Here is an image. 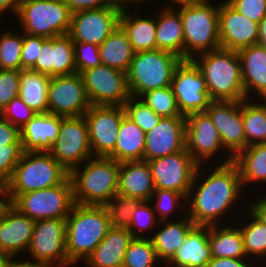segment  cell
<instances>
[{
    "mask_svg": "<svg viewBox=\"0 0 266 267\" xmlns=\"http://www.w3.org/2000/svg\"><path fill=\"white\" fill-rule=\"evenodd\" d=\"M200 168L203 167L198 166L186 198L189 205L186 206L188 208L186 215L193 220L195 225H219L220 218H224L229 210V213H231L232 205L242 197L243 187L239 170L233 162L220 163L218 166L215 165V169L204 176L205 178H200V176H203L199 175L202 170Z\"/></svg>",
    "mask_w": 266,
    "mask_h": 267,
    "instance_id": "cell-1",
    "label": "cell"
},
{
    "mask_svg": "<svg viewBox=\"0 0 266 267\" xmlns=\"http://www.w3.org/2000/svg\"><path fill=\"white\" fill-rule=\"evenodd\" d=\"M111 228L105 206L74 204L66 217V254L74 265L92 253Z\"/></svg>",
    "mask_w": 266,
    "mask_h": 267,
    "instance_id": "cell-2",
    "label": "cell"
},
{
    "mask_svg": "<svg viewBox=\"0 0 266 267\" xmlns=\"http://www.w3.org/2000/svg\"><path fill=\"white\" fill-rule=\"evenodd\" d=\"M192 60L204 76L212 101L246 100L238 51L220 48Z\"/></svg>",
    "mask_w": 266,
    "mask_h": 267,
    "instance_id": "cell-3",
    "label": "cell"
},
{
    "mask_svg": "<svg viewBox=\"0 0 266 267\" xmlns=\"http://www.w3.org/2000/svg\"><path fill=\"white\" fill-rule=\"evenodd\" d=\"M70 172L74 203L105 206L118 193L120 163L110 157H91Z\"/></svg>",
    "mask_w": 266,
    "mask_h": 267,
    "instance_id": "cell-4",
    "label": "cell"
},
{
    "mask_svg": "<svg viewBox=\"0 0 266 267\" xmlns=\"http://www.w3.org/2000/svg\"><path fill=\"white\" fill-rule=\"evenodd\" d=\"M178 11L184 29V60L221 48L219 37V5L201 0Z\"/></svg>",
    "mask_w": 266,
    "mask_h": 267,
    "instance_id": "cell-5",
    "label": "cell"
},
{
    "mask_svg": "<svg viewBox=\"0 0 266 267\" xmlns=\"http://www.w3.org/2000/svg\"><path fill=\"white\" fill-rule=\"evenodd\" d=\"M69 176L49 152H23L7 183L10 201L22 193L62 184Z\"/></svg>",
    "mask_w": 266,
    "mask_h": 267,
    "instance_id": "cell-6",
    "label": "cell"
},
{
    "mask_svg": "<svg viewBox=\"0 0 266 267\" xmlns=\"http://www.w3.org/2000/svg\"><path fill=\"white\" fill-rule=\"evenodd\" d=\"M181 60L158 49L135 52L127 72L131 96L139 98L147 91L171 86L174 70Z\"/></svg>",
    "mask_w": 266,
    "mask_h": 267,
    "instance_id": "cell-7",
    "label": "cell"
},
{
    "mask_svg": "<svg viewBox=\"0 0 266 267\" xmlns=\"http://www.w3.org/2000/svg\"><path fill=\"white\" fill-rule=\"evenodd\" d=\"M71 16L64 0H22L15 17L25 34L53 38L69 33Z\"/></svg>",
    "mask_w": 266,
    "mask_h": 267,
    "instance_id": "cell-8",
    "label": "cell"
},
{
    "mask_svg": "<svg viewBox=\"0 0 266 267\" xmlns=\"http://www.w3.org/2000/svg\"><path fill=\"white\" fill-rule=\"evenodd\" d=\"M11 204L34 221L66 219L75 204L72 180L69 176L62 184L22 193Z\"/></svg>",
    "mask_w": 266,
    "mask_h": 267,
    "instance_id": "cell-9",
    "label": "cell"
},
{
    "mask_svg": "<svg viewBox=\"0 0 266 267\" xmlns=\"http://www.w3.org/2000/svg\"><path fill=\"white\" fill-rule=\"evenodd\" d=\"M49 153L68 172L93 157L84 116L61 117L58 137Z\"/></svg>",
    "mask_w": 266,
    "mask_h": 267,
    "instance_id": "cell-10",
    "label": "cell"
},
{
    "mask_svg": "<svg viewBox=\"0 0 266 267\" xmlns=\"http://www.w3.org/2000/svg\"><path fill=\"white\" fill-rule=\"evenodd\" d=\"M65 244L66 219L37 220L27 250L32 258L28 259L46 267H71Z\"/></svg>",
    "mask_w": 266,
    "mask_h": 267,
    "instance_id": "cell-11",
    "label": "cell"
},
{
    "mask_svg": "<svg viewBox=\"0 0 266 267\" xmlns=\"http://www.w3.org/2000/svg\"><path fill=\"white\" fill-rule=\"evenodd\" d=\"M81 75L91 105L123 106L131 97L124 71L101 64Z\"/></svg>",
    "mask_w": 266,
    "mask_h": 267,
    "instance_id": "cell-12",
    "label": "cell"
},
{
    "mask_svg": "<svg viewBox=\"0 0 266 267\" xmlns=\"http://www.w3.org/2000/svg\"><path fill=\"white\" fill-rule=\"evenodd\" d=\"M171 88L180 113L184 116L206 111L213 102L204 76L192 59L181 60L177 65L173 73Z\"/></svg>",
    "mask_w": 266,
    "mask_h": 267,
    "instance_id": "cell-13",
    "label": "cell"
},
{
    "mask_svg": "<svg viewBox=\"0 0 266 267\" xmlns=\"http://www.w3.org/2000/svg\"><path fill=\"white\" fill-rule=\"evenodd\" d=\"M147 162L156 189L179 192L187 198L199 165L186 148Z\"/></svg>",
    "mask_w": 266,
    "mask_h": 267,
    "instance_id": "cell-14",
    "label": "cell"
},
{
    "mask_svg": "<svg viewBox=\"0 0 266 267\" xmlns=\"http://www.w3.org/2000/svg\"><path fill=\"white\" fill-rule=\"evenodd\" d=\"M84 81L80 73L54 76L48 88V112L61 117L84 116L90 108Z\"/></svg>",
    "mask_w": 266,
    "mask_h": 267,
    "instance_id": "cell-15",
    "label": "cell"
},
{
    "mask_svg": "<svg viewBox=\"0 0 266 267\" xmlns=\"http://www.w3.org/2000/svg\"><path fill=\"white\" fill-rule=\"evenodd\" d=\"M123 106L91 105L84 117L88 124L93 157H109L115 149Z\"/></svg>",
    "mask_w": 266,
    "mask_h": 267,
    "instance_id": "cell-16",
    "label": "cell"
},
{
    "mask_svg": "<svg viewBox=\"0 0 266 267\" xmlns=\"http://www.w3.org/2000/svg\"><path fill=\"white\" fill-rule=\"evenodd\" d=\"M122 6L82 10L72 14L68 35L72 41L100 46L120 25Z\"/></svg>",
    "mask_w": 266,
    "mask_h": 267,
    "instance_id": "cell-17",
    "label": "cell"
},
{
    "mask_svg": "<svg viewBox=\"0 0 266 267\" xmlns=\"http://www.w3.org/2000/svg\"><path fill=\"white\" fill-rule=\"evenodd\" d=\"M217 130L228 157L222 164L233 162V158L247 147L242 119V101H213L206 109Z\"/></svg>",
    "mask_w": 266,
    "mask_h": 267,
    "instance_id": "cell-18",
    "label": "cell"
},
{
    "mask_svg": "<svg viewBox=\"0 0 266 267\" xmlns=\"http://www.w3.org/2000/svg\"><path fill=\"white\" fill-rule=\"evenodd\" d=\"M185 139L186 149L198 165L224 149L219 131L206 111L186 116Z\"/></svg>",
    "mask_w": 266,
    "mask_h": 267,
    "instance_id": "cell-19",
    "label": "cell"
},
{
    "mask_svg": "<svg viewBox=\"0 0 266 267\" xmlns=\"http://www.w3.org/2000/svg\"><path fill=\"white\" fill-rule=\"evenodd\" d=\"M186 116L161 117L153 130L145 133L144 161L154 160L186 148Z\"/></svg>",
    "mask_w": 266,
    "mask_h": 267,
    "instance_id": "cell-20",
    "label": "cell"
},
{
    "mask_svg": "<svg viewBox=\"0 0 266 267\" xmlns=\"http://www.w3.org/2000/svg\"><path fill=\"white\" fill-rule=\"evenodd\" d=\"M219 37L222 49L239 51L257 44L258 23L236 11L227 1L219 4Z\"/></svg>",
    "mask_w": 266,
    "mask_h": 267,
    "instance_id": "cell-21",
    "label": "cell"
},
{
    "mask_svg": "<svg viewBox=\"0 0 266 267\" xmlns=\"http://www.w3.org/2000/svg\"><path fill=\"white\" fill-rule=\"evenodd\" d=\"M31 70L50 77L77 73L71 37L68 34L53 38L43 37L36 64Z\"/></svg>",
    "mask_w": 266,
    "mask_h": 267,
    "instance_id": "cell-22",
    "label": "cell"
},
{
    "mask_svg": "<svg viewBox=\"0 0 266 267\" xmlns=\"http://www.w3.org/2000/svg\"><path fill=\"white\" fill-rule=\"evenodd\" d=\"M34 226V220L11 204L0 217V255L16 257L23 250L27 252Z\"/></svg>",
    "mask_w": 266,
    "mask_h": 267,
    "instance_id": "cell-23",
    "label": "cell"
},
{
    "mask_svg": "<svg viewBox=\"0 0 266 267\" xmlns=\"http://www.w3.org/2000/svg\"><path fill=\"white\" fill-rule=\"evenodd\" d=\"M61 116L43 113L35 115L20 129L23 152H49L58 137Z\"/></svg>",
    "mask_w": 266,
    "mask_h": 267,
    "instance_id": "cell-24",
    "label": "cell"
},
{
    "mask_svg": "<svg viewBox=\"0 0 266 267\" xmlns=\"http://www.w3.org/2000/svg\"><path fill=\"white\" fill-rule=\"evenodd\" d=\"M132 240L127 228L111 227L84 262L90 267H123L124 255Z\"/></svg>",
    "mask_w": 266,
    "mask_h": 267,
    "instance_id": "cell-25",
    "label": "cell"
},
{
    "mask_svg": "<svg viewBox=\"0 0 266 267\" xmlns=\"http://www.w3.org/2000/svg\"><path fill=\"white\" fill-rule=\"evenodd\" d=\"M246 99L254 91L261 100L266 99V48L253 44L238 51ZM252 90V91H251Z\"/></svg>",
    "mask_w": 266,
    "mask_h": 267,
    "instance_id": "cell-26",
    "label": "cell"
},
{
    "mask_svg": "<svg viewBox=\"0 0 266 267\" xmlns=\"http://www.w3.org/2000/svg\"><path fill=\"white\" fill-rule=\"evenodd\" d=\"M156 190L150 165L147 161L120 163L118 193L149 201Z\"/></svg>",
    "mask_w": 266,
    "mask_h": 267,
    "instance_id": "cell-27",
    "label": "cell"
},
{
    "mask_svg": "<svg viewBox=\"0 0 266 267\" xmlns=\"http://www.w3.org/2000/svg\"><path fill=\"white\" fill-rule=\"evenodd\" d=\"M159 230L149 238L155 248L158 261L168 266L175 256V252L182 246L189 231L195 226L193 220L187 215L179 221H160Z\"/></svg>",
    "mask_w": 266,
    "mask_h": 267,
    "instance_id": "cell-28",
    "label": "cell"
},
{
    "mask_svg": "<svg viewBox=\"0 0 266 267\" xmlns=\"http://www.w3.org/2000/svg\"><path fill=\"white\" fill-rule=\"evenodd\" d=\"M212 259L208 242V226L195 225L187 234L182 246L175 252L168 266L206 267Z\"/></svg>",
    "mask_w": 266,
    "mask_h": 267,
    "instance_id": "cell-29",
    "label": "cell"
},
{
    "mask_svg": "<svg viewBox=\"0 0 266 267\" xmlns=\"http://www.w3.org/2000/svg\"><path fill=\"white\" fill-rule=\"evenodd\" d=\"M156 16L157 49L184 60V29L181 15L175 8L163 7Z\"/></svg>",
    "mask_w": 266,
    "mask_h": 267,
    "instance_id": "cell-30",
    "label": "cell"
},
{
    "mask_svg": "<svg viewBox=\"0 0 266 267\" xmlns=\"http://www.w3.org/2000/svg\"><path fill=\"white\" fill-rule=\"evenodd\" d=\"M128 7H122L120 26L126 32L134 52L157 49L156 44V18L151 15L142 17L138 10L128 13ZM140 16V17H139ZM155 18V19H154Z\"/></svg>",
    "mask_w": 266,
    "mask_h": 267,
    "instance_id": "cell-31",
    "label": "cell"
},
{
    "mask_svg": "<svg viewBox=\"0 0 266 267\" xmlns=\"http://www.w3.org/2000/svg\"><path fill=\"white\" fill-rule=\"evenodd\" d=\"M145 133L126 115L119 126L114 152L109 156L121 162L141 161L144 158Z\"/></svg>",
    "mask_w": 266,
    "mask_h": 267,
    "instance_id": "cell-32",
    "label": "cell"
},
{
    "mask_svg": "<svg viewBox=\"0 0 266 267\" xmlns=\"http://www.w3.org/2000/svg\"><path fill=\"white\" fill-rule=\"evenodd\" d=\"M221 226V228H220ZM208 242L211 256L215 258H247L240 227L230 225L208 226Z\"/></svg>",
    "mask_w": 266,
    "mask_h": 267,
    "instance_id": "cell-33",
    "label": "cell"
},
{
    "mask_svg": "<svg viewBox=\"0 0 266 267\" xmlns=\"http://www.w3.org/2000/svg\"><path fill=\"white\" fill-rule=\"evenodd\" d=\"M50 76L33 70H21L18 97L35 113H48Z\"/></svg>",
    "mask_w": 266,
    "mask_h": 267,
    "instance_id": "cell-34",
    "label": "cell"
},
{
    "mask_svg": "<svg viewBox=\"0 0 266 267\" xmlns=\"http://www.w3.org/2000/svg\"><path fill=\"white\" fill-rule=\"evenodd\" d=\"M134 53L128 36L120 25L99 46L101 63L126 73Z\"/></svg>",
    "mask_w": 266,
    "mask_h": 267,
    "instance_id": "cell-35",
    "label": "cell"
},
{
    "mask_svg": "<svg viewBox=\"0 0 266 267\" xmlns=\"http://www.w3.org/2000/svg\"><path fill=\"white\" fill-rule=\"evenodd\" d=\"M233 163L238 167L243 188L251 182H266V143L246 147L233 158Z\"/></svg>",
    "mask_w": 266,
    "mask_h": 267,
    "instance_id": "cell-36",
    "label": "cell"
},
{
    "mask_svg": "<svg viewBox=\"0 0 266 267\" xmlns=\"http://www.w3.org/2000/svg\"><path fill=\"white\" fill-rule=\"evenodd\" d=\"M251 101V99L242 101V119L247 147L266 143V100L259 101V104Z\"/></svg>",
    "mask_w": 266,
    "mask_h": 267,
    "instance_id": "cell-37",
    "label": "cell"
},
{
    "mask_svg": "<svg viewBox=\"0 0 266 267\" xmlns=\"http://www.w3.org/2000/svg\"><path fill=\"white\" fill-rule=\"evenodd\" d=\"M248 218L250 216L249 222L246 225H241L240 230L243 238L244 249L247 255V258L253 259L251 262L260 258L263 260V257H266V227L259 219H257L249 210ZM251 214V215H250ZM255 256H257L254 260Z\"/></svg>",
    "mask_w": 266,
    "mask_h": 267,
    "instance_id": "cell-38",
    "label": "cell"
},
{
    "mask_svg": "<svg viewBox=\"0 0 266 267\" xmlns=\"http://www.w3.org/2000/svg\"><path fill=\"white\" fill-rule=\"evenodd\" d=\"M7 30L0 34V69L21 71L23 32Z\"/></svg>",
    "mask_w": 266,
    "mask_h": 267,
    "instance_id": "cell-39",
    "label": "cell"
},
{
    "mask_svg": "<svg viewBox=\"0 0 266 267\" xmlns=\"http://www.w3.org/2000/svg\"><path fill=\"white\" fill-rule=\"evenodd\" d=\"M139 99L161 117L184 116L180 113L171 86L147 91Z\"/></svg>",
    "mask_w": 266,
    "mask_h": 267,
    "instance_id": "cell-40",
    "label": "cell"
},
{
    "mask_svg": "<svg viewBox=\"0 0 266 267\" xmlns=\"http://www.w3.org/2000/svg\"><path fill=\"white\" fill-rule=\"evenodd\" d=\"M150 238H133L125 255L123 267H155L158 264Z\"/></svg>",
    "mask_w": 266,
    "mask_h": 267,
    "instance_id": "cell-41",
    "label": "cell"
},
{
    "mask_svg": "<svg viewBox=\"0 0 266 267\" xmlns=\"http://www.w3.org/2000/svg\"><path fill=\"white\" fill-rule=\"evenodd\" d=\"M140 202V199L120 193L113 196L105 205L109 214L111 227L128 228L131 214Z\"/></svg>",
    "mask_w": 266,
    "mask_h": 267,
    "instance_id": "cell-42",
    "label": "cell"
},
{
    "mask_svg": "<svg viewBox=\"0 0 266 267\" xmlns=\"http://www.w3.org/2000/svg\"><path fill=\"white\" fill-rule=\"evenodd\" d=\"M125 115L131 119L144 133L153 130L161 116L156 114L137 97H130L123 105Z\"/></svg>",
    "mask_w": 266,
    "mask_h": 267,
    "instance_id": "cell-43",
    "label": "cell"
},
{
    "mask_svg": "<svg viewBox=\"0 0 266 267\" xmlns=\"http://www.w3.org/2000/svg\"><path fill=\"white\" fill-rule=\"evenodd\" d=\"M185 201L186 197L181 193L162 189H156L152 197L149 199L150 203L154 202L153 204L155 206L153 207V210L155 213L157 212L156 216L158 215L157 218L159 221H167V219L169 221L171 218L170 215H172V213L174 214L176 209L186 207L184 206V203L181 205L182 202Z\"/></svg>",
    "mask_w": 266,
    "mask_h": 267,
    "instance_id": "cell-44",
    "label": "cell"
},
{
    "mask_svg": "<svg viewBox=\"0 0 266 267\" xmlns=\"http://www.w3.org/2000/svg\"><path fill=\"white\" fill-rule=\"evenodd\" d=\"M153 204L149 201H141L137 207L133 210L131 214V219L129 223L128 231L132 234L133 238H148V236L143 235L145 230L153 228V226L159 225L160 222L153 210ZM138 233H137V230ZM139 232L143 234H139Z\"/></svg>",
    "mask_w": 266,
    "mask_h": 267,
    "instance_id": "cell-45",
    "label": "cell"
},
{
    "mask_svg": "<svg viewBox=\"0 0 266 267\" xmlns=\"http://www.w3.org/2000/svg\"><path fill=\"white\" fill-rule=\"evenodd\" d=\"M76 72L83 71L101 65L99 46L91 43L73 41Z\"/></svg>",
    "mask_w": 266,
    "mask_h": 267,
    "instance_id": "cell-46",
    "label": "cell"
},
{
    "mask_svg": "<svg viewBox=\"0 0 266 267\" xmlns=\"http://www.w3.org/2000/svg\"><path fill=\"white\" fill-rule=\"evenodd\" d=\"M23 154L22 144L0 146V183L7 184Z\"/></svg>",
    "mask_w": 266,
    "mask_h": 267,
    "instance_id": "cell-47",
    "label": "cell"
},
{
    "mask_svg": "<svg viewBox=\"0 0 266 267\" xmlns=\"http://www.w3.org/2000/svg\"><path fill=\"white\" fill-rule=\"evenodd\" d=\"M0 115L10 124L21 129L27 124L37 113L29 108L19 97L9 102L0 112Z\"/></svg>",
    "mask_w": 266,
    "mask_h": 267,
    "instance_id": "cell-48",
    "label": "cell"
},
{
    "mask_svg": "<svg viewBox=\"0 0 266 267\" xmlns=\"http://www.w3.org/2000/svg\"><path fill=\"white\" fill-rule=\"evenodd\" d=\"M20 72L19 70L0 69V112L9 102L18 97Z\"/></svg>",
    "mask_w": 266,
    "mask_h": 267,
    "instance_id": "cell-49",
    "label": "cell"
},
{
    "mask_svg": "<svg viewBox=\"0 0 266 267\" xmlns=\"http://www.w3.org/2000/svg\"><path fill=\"white\" fill-rule=\"evenodd\" d=\"M42 44V36H32L23 33L21 70H31L35 66Z\"/></svg>",
    "mask_w": 266,
    "mask_h": 267,
    "instance_id": "cell-50",
    "label": "cell"
},
{
    "mask_svg": "<svg viewBox=\"0 0 266 267\" xmlns=\"http://www.w3.org/2000/svg\"><path fill=\"white\" fill-rule=\"evenodd\" d=\"M236 11L259 23L266 16V0H226Z\"/></svg>",
    "mask_w": 266,
    "mask_h": 267,
    "instance_id": "cell-51",
    "label": "cell"
},
{
    "mask_svg": "<svg viewBox=\"0 0 266 267\" xmlns=\"http://www.w3.org/2000/svg\"><path fill=\"white\" fill-rule=\"evenodd\" d=\"M68 5L71 13L82 10L100 9L108 6H120L113 0H64Z\"/></svg>",
    "mask_w": 266,
    "mask_h": 267,
    "instance_id": "cell-52",
    "label": "cell"
},
{
    "mask_svg": "<svg viewBox=\"0 0 266 267\" xmlns=\"http://www.w3.org/2000/svg\"><path fill=\"white\" fill-rule=\"evenodd\" d=\"M7 144H21L20 129L0 115V146Z\"/></svg>",
    "mask_w": 266,
    "mask_h": 267,
    "instance_id": "cell-53",
    "label": "cell"
},
{
    "mask_svg": "<svg viewBox=\"0 0 266 267\" xmlns=\"http://www.w3.org/2000/svg\"><path fill=\"white\" fill-rule=\"evenodd\" d=\"M250 261L251 259L249 258L233 259L228 257L225 258L212 257V259L209 261L206 267H253L252 266L253 264Z\"/></svg>",
    "mask_w": 266,
    "mask_h": 267,
    "instance_id": "cell-54",
    "label": "cell"
},
{
    "mask_svg": "<svg viewBox=\"0 0 266 267\" xmlns=\"http://www.w3.org/2000/svg\"><path fill=\"white\" fill-rule=\"evenodd\" d=\"M254 202L252 206L250 205L248 207V210L266 227V195L265 198L264 196L260 197V199H257Z\"/></svg>",
    "mask_w": 266,
    "mask_h": 267,
    "instance_id": "cell-55",
    "label": "cell"
},
{
    "mask_svg": "<svg viewBox=\"0 0 266 267\" xmlns=\"http://www.w3.org/2000/svg\"><path fill=\"white\" fill-rule=\"evenodd\" d=\"M0 267H46L29 259L16 260L15 257H3Z\"/></svg>",
    "mask_w": 266,
    "mask_h": 267,
    "instance_id": "cell-56",
    "label": "cell"
},
{
    "mask_svg": "<svg viewBox=\"0 0 266 267\" xmlns=\"http://www.w3.org/2000/svg\"><path fill=\"white\" fill-rule=\"evenodd\" d=\"M21 2L22 0H0V16L6 13L7 10L17 15Z\"/></svg>",
    "mask_w": 266,
    "mask_h": 267,
    "instance_id": "cell-57",
    "label": "cell"
},
{
    "mask_svg": "<svg viewBox=\"0 0 266 267\" xmlns=\"http://www.w3.org/2000/svg\"><path fill=\"white\" fill-rule=\"evenodd\" d=\"M11 205L7 184L0 183V217Z\"/></svg>",
    "mask_w": 266,
    "mask_h": 267,
    "instance_id": "cell-58",
    "label": "cell"
},
{
    "mask_svg": "<svg viewBox=\"0 0 266 267\" xmlns=\"http://www.w3.org/2000/svg\"><path fill=\"white\" fill-rule=\"evenodd\" d=\"M257 44L266 48V16L258 23Z\"/></svg>",
    "mask_w": 266,
    "mask_h": 267,
    "instance_id": "cell-59",
    "label": "cell"
},
{
    "mask_svg": "<svg viewBox=\"0 0 266 267\" xmlns=\"http://www.w3.org/2000/svg\"><path fill=\"white\" fill-rule=\"evenodd\" d=\"M171 1V3H170ZM198 1H201V0H169V6L168 4L166 5L167 8H173L174 6L172 5V2H174L173 4H175V6L177 5V7H180V6H185V5H188V4H191V3H195V2H198Z\"/></svg>",
    "mask_w": 266,
    "mask_h": 267,
    "instance_id": "cell-60",
    "label": "cell"
},
{
    "mask_svg": "<svg viewBox=\"0 0 266 267\" xmlns=\"http://www.w3.org/2000/svg\"><path fill=\"white\" fill-rule=\"evenodd\" d=\"M114 3L119 4L122 7H127L130 4L131 0H113Z\"/></svg>",
    "mask_w": 266,
    "mask_h": 267,
    "instance_id": "cell-61",
    "label": "cell"
},
{
    "mask_svg": "<svg viewBox=\"0 0 266 267\" xmlns=\"http://www.w3.org/2000/svg\"><path fill=\"white\" fill-rule=\"evenodd\" d=\"M140 1H141V2H142V1H143V2H146V1H149V0H131V2H133V3L135 2V4H136V6L134 7V9H135V8H138L137 6H138V3H139Z\"/></svg>",
    "mask_w": 266,
    "mask_h": 267,
    "instance_id": "cell-62",
    "label": "cell"
}]
</instances>
